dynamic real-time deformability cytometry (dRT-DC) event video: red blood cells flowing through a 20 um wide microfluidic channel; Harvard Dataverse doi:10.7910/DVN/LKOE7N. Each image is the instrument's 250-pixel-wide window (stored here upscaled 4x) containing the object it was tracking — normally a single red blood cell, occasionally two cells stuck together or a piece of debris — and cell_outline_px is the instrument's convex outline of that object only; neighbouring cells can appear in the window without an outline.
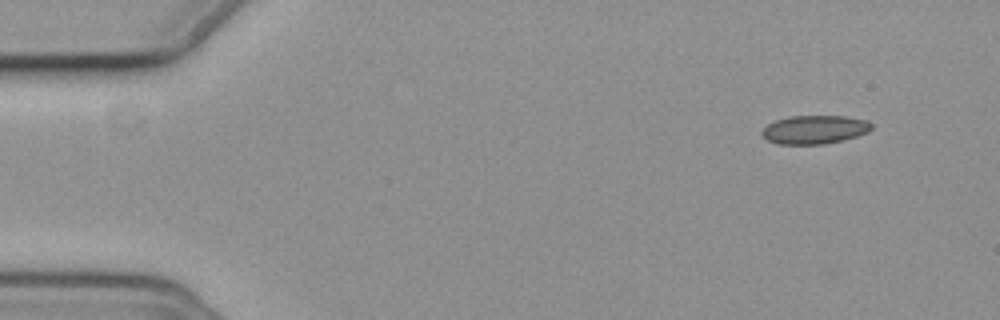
{"species": "common noctule bat (a hibernating species)", "species_latin": "Nyctalus noctula", "temperature_condition": "cold", "stored_images_in_passage": 11, "camera_frame_rate_fps": 3000, "um_per_image_px": 0.085, "animal": {"sex": "female", "body_mass_g": 19.3, "forearm_length_mm": 54.1}, "frame": {"image": 1, "passage_image": 1, "time_ms": 0.0, "image_size_px": [1000, 320], "cell_outline_px": [[872, 128], [868, 132], [856, 136], [824, 144], [776, 144], [768, 140], [760, 132], [768, 124], [776, 120], [788, 116], [844, 116], [868, 120], [872, 124]], "centroid_in_image_um": [69.24, 11.01], "position_along_channel_um": 15.8, "area_um2": 18.15}}